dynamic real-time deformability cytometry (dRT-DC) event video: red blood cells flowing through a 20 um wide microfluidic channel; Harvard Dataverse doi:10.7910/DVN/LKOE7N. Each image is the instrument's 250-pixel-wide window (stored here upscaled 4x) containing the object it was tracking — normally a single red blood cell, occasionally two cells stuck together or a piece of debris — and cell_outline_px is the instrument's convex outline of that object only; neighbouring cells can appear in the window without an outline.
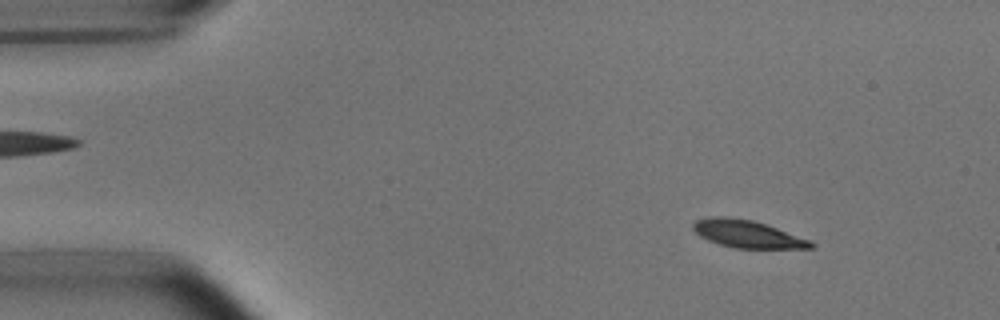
{"species": "common noctule bat (a hibernating species)", "species_latin": "Nyctalus noctula", "temperature_condition": "room temperature", "stored_images_in_passage": 53, "camera_frame_rate_fps": 3000, "um_per_image_px": 0.085, "animal": {"sex": "male", "body_mass_g": 15.6}, "frame": {"image": 1, "passage_image": 6, "time_ms": 1.667, "image_size_px": [1000, 320], "cell_outline_px": [[812, 248], [740, 248], [724, 244], [712, 240], [696, 232], [696, 224], [700, 220], [748, 220], [764, 224], [808, 240], [812, 244]], "centroid_in_image_um": [63.69, 19.96], "position_along_channel_um": 21.3, "area_um2": 16.59}}
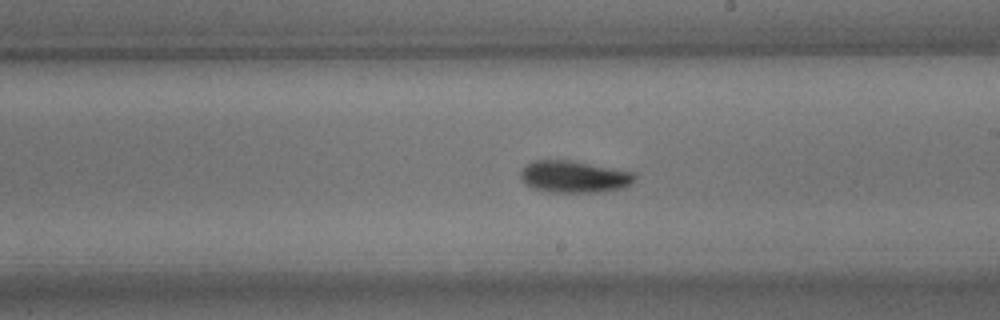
{"frame": {"image": 2, "passage_image": 30, "time_ms": 9.667, "image_size_px": [1000, 320], "cell_outline_px": [[632, 180], [624, 184], [608, 188], [544, 188], [532, 184], [524, 176], [524, 168], [532, 164], [576, 164], [620, 172], [632, 176]], "centroid_in_image_um": [48.76, 15.01], "position_along_channel_um": 240.2, "area_um2": 15.26}}
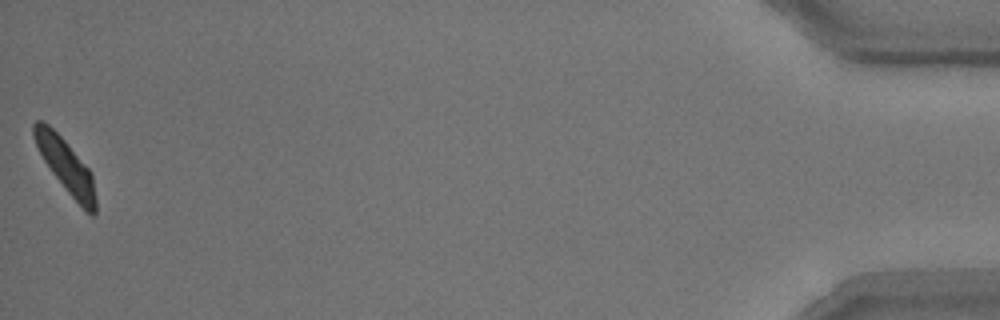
{"frame": {"image": 3, "passage_image": 53, "time_ms": 17.333, "image_size_px": [1000, 320], "cell_outline_px": [[96, 212], [88, 212], [72, 196], [56, 176], [44, 160], [36, 144], [32, 132], [32, 128], [36, 120], [40, 120], [48, 124], [60, 136], [88, 168], [92, 176], [96, 200]], "centroid_in_image_um": [5.57, 14.04], "position_along_channel_um": 429.6, "area_um2": 18.15}, "authors_computed_cell_mechanics": {"area_um2": 16.5886, "velocity_mm_per_s": 3.7096, "shape_relaxation_time_tau1_ms": 8.3498, "shape_relaxation_time_tau2_ms": 4.4447, "deformation_change_tau1": 0.1678, "deformation_change_tau2": 0.1085}}